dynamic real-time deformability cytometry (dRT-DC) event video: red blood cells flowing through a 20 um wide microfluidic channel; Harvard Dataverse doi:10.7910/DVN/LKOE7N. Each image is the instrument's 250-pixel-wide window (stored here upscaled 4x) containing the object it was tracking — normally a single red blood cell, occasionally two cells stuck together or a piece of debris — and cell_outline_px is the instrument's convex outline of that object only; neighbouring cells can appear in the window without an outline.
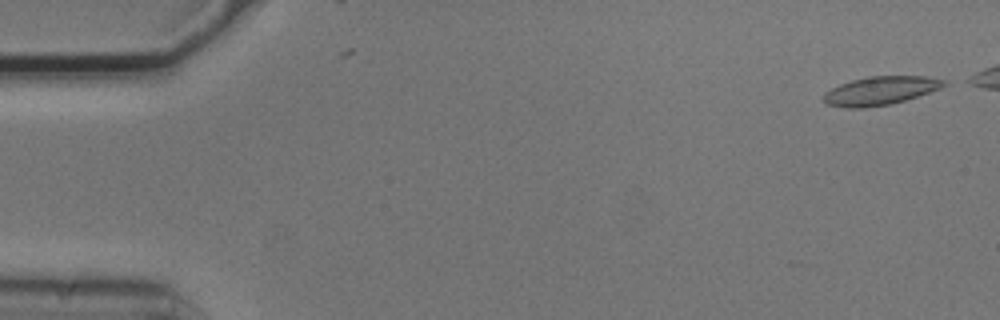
{"species": "common noctule bat (a hibernating species)", "species_latin": "Nyctalus noctula", "temperature_condition": "cold", "stored_images_in_passage": 4, "camera_frame_rate_fps": 3000, "um_per_image_px": 0.085, "animal": {"sex": "male", "body_mass_g": 20.5, "forearm_length_mm": 52.5}, "frame": {"image": 1, "passage_image": 2, "time_ms": 0.333, "image_size_px": [1000, 320], "cell_outline_px": [[948, 84], [940, 88], [904, 100], [888, 104], [864, 108], [844, 108], [828, 104], [820, 100], [824, 92], [840, 84], [852, 80], [868, 76], [928, 76], [948, 80]], "centroid_in_image_um": [74.8, 7.7], "position_along_channel_um": 10.2, "area_um2": 20.06}}